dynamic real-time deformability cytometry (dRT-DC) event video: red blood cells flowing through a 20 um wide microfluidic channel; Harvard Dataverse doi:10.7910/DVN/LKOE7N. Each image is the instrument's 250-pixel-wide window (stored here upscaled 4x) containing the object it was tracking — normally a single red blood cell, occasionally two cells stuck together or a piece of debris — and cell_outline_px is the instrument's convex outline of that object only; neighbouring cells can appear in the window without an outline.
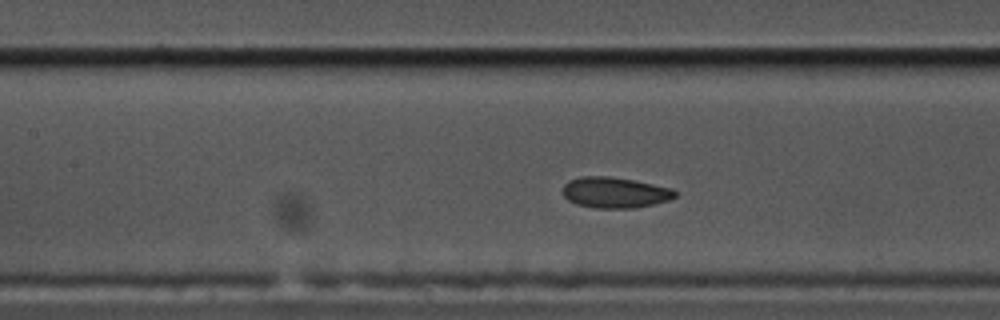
{"species": "common noctule bat (a hibernating species)", "species_latin": "Nyctalus noctula", "temperature_condition": "cold", "stored_images_in_passage": 47, "camera_frame_rate_fps": 3000, "um_per_image_px": 0.085, "animal": {"sex": "male", "body_mass_g": 17.5, "forearm_length_mm": 52.3}, "frame": {"image": 1, "passage_image": 14, "time_ms": 4.333, "image_size_px": [1000, 320], "cell_outline_px": [[676, 196], [668, 200], [656, 204], [636, 208], [596, 208], [576, 204], [568, 200], [564, 196], [564, 184], [568, 180], [580, 176], [608, 176], [632, 180], [672, 188], [676, 192]], "centroid_in_image_um": [52.26, 16.37], "position_along_channel_um": 155.1, "area_um2": 20.17}}
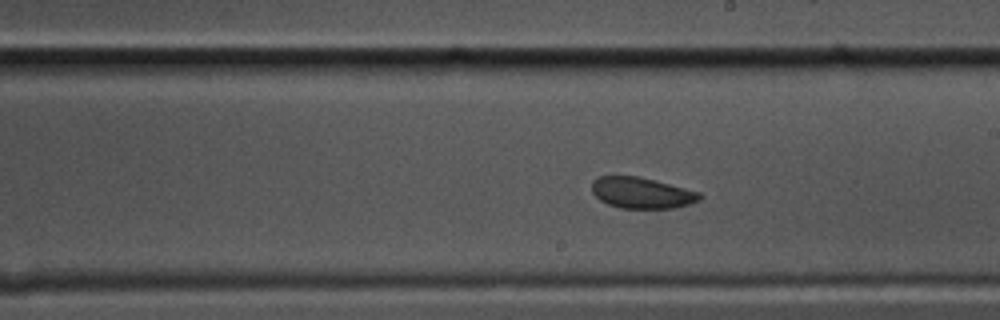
{"frame": {"image": 2, "passage_image": 21, "time_ms": 6.667, "image_size_px": [1000, 320], "cell_outline_px": [[700, 200], [688, 204], [672, 208], [620, 208], [608, 204], [600, 200], [592, 192], [592, 180], [600, 176], [636, 176], [700, 192]], "centroid_in_image_um": [54.5, 16.4], "position_along_channel_um": 234.5, "area_um2": 19.19}, "authors_computed_cell_mechanics": {"area_um2": 20.7502, "velocity_mm_per_s": 3.4252, "shape_relaxation_time_tau1_ms": 6.4085, "shape_relaxation_time_tau2_ms": null, "deformation_change_tau1": 0.0907, "deformation_change_tau2": null}}